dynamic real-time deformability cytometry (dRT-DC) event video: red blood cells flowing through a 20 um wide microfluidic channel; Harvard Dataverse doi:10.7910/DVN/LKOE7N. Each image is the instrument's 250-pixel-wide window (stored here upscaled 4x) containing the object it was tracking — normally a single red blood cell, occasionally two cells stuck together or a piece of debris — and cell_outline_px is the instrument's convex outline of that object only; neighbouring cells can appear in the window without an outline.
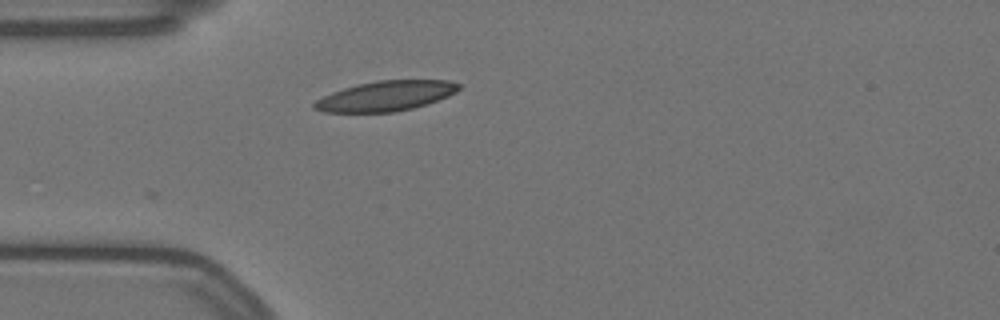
{"species": "Egyptian fruit bat (a non-hibernating species)", "species_latin": "Rousettus aegyptiacus", "temperature_condition": "warm", "stored_images_in_passage": 3, "camera_frame_rate_fps": 3000, "um_per_image_px": 0.085, "animal": {"sex": "female"}, "frame": {"image": 1, "passage_image": 1, "time_ms": 0.0, "image_size_px": [1000, 320], "cell_outline_px": [[460, 88], [456, 92], [448, 96], [428, 104], [412, 108], [392, 112], [324, 112], [312, 108], [312, 104], [316, 100], [332, 92], [356, 84], [376, 80], [448, 80], [460, 84]], "centroid_in_image_um": [32.79, 8.15], "position_along_channel_um": 52.2, "area_um2": 25.32}}